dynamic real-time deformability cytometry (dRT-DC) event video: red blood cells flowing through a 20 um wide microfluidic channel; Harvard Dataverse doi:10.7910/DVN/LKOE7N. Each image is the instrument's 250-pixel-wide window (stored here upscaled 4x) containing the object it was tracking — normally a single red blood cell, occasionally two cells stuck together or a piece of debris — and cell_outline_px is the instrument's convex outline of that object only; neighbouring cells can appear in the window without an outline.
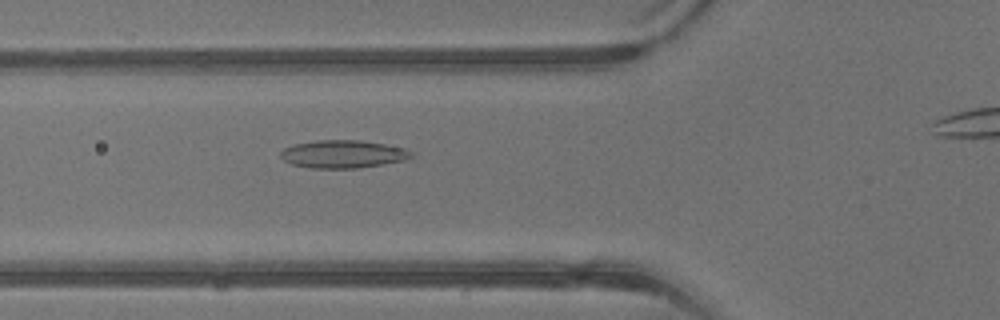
{"species": "common noctule bat (a hibernating species)", "species_latin": "Nyctalus noctula", "temperature_condition": "warm", "stored_images_in_passage": 32, "camera_frame_rate_fps": 3000, "um_per_image_px": 0.085, "animal": {"sex": "male", "body_mass_g": 13.3}, "frame": {"image": 1, "passage_image": 11, "time_ms": 3.333, "image_size_px": [1000, 320], "cell_outline_px": [[412, 156], [404, 160], [356, 168], [308, 168], [292, 164], [284, 160], [280, 156], [280, 152], [284, 148], [296, 144], [316, 140], [360, 140], [384, 144], [404, 148], [412, 152]], "centroid_in_image_um": [29.12, 13.09], "position_along_channel_um": 96.7, "area_um2": 20.98}}
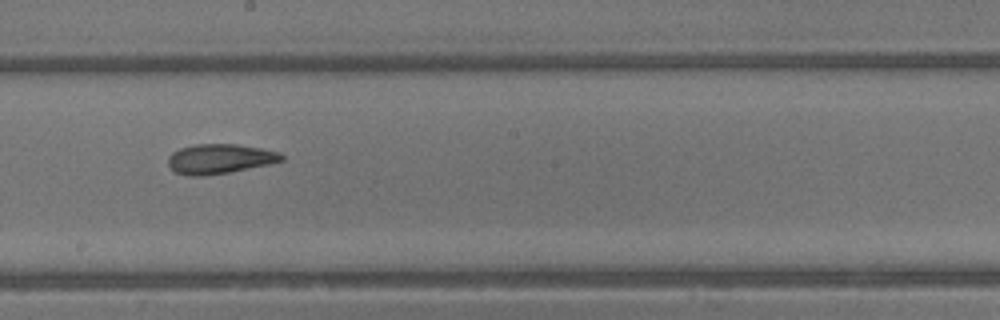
{"frame": {"image": 2, "passage_image": 19, "time_ms": 6.0, "image_size_px": [1000, 320], "cell_outline_px": [[284, 160], [268, 164], [228, 172], [204, 176], [188, 176], [176, 172], [168, 164], [168, 156], [172, 152], [180, 148], [196, 144], [236, 144], [260, 148], [280, 152], [284, 156]], "centroid_in_image_um": [18.66, 13.5], "position_along_channel_um": 229.5, "area_um2": 19.54}}
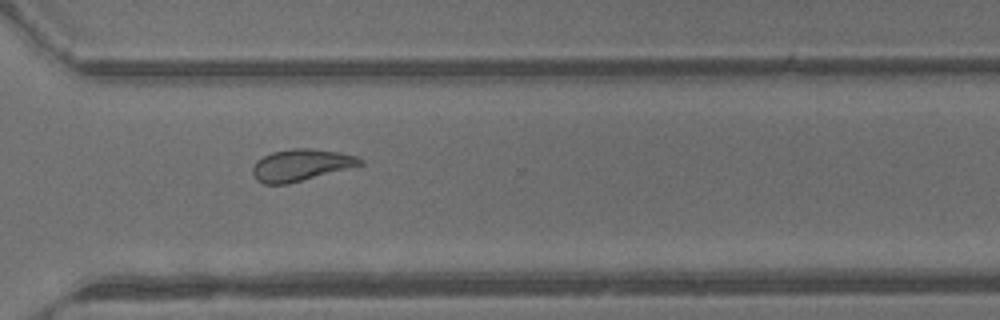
{"frame": {"image": 3, "passage_image": 26, "time_ms": 8.333, "image_size_px": [1000, 320], "cell_outline_px": [[364, 164], [288, 184], [264, 184], [256, 180], [252, 172], [252, 168], [256, 160], [272, 152], [292, 148], [312, 148], [340, 152], [356, 156], [364, 160]], "centroid_in_image_um": [25.57, 14.02], "position_along_channel_um": 345.0, "area_um2": 19.94}}